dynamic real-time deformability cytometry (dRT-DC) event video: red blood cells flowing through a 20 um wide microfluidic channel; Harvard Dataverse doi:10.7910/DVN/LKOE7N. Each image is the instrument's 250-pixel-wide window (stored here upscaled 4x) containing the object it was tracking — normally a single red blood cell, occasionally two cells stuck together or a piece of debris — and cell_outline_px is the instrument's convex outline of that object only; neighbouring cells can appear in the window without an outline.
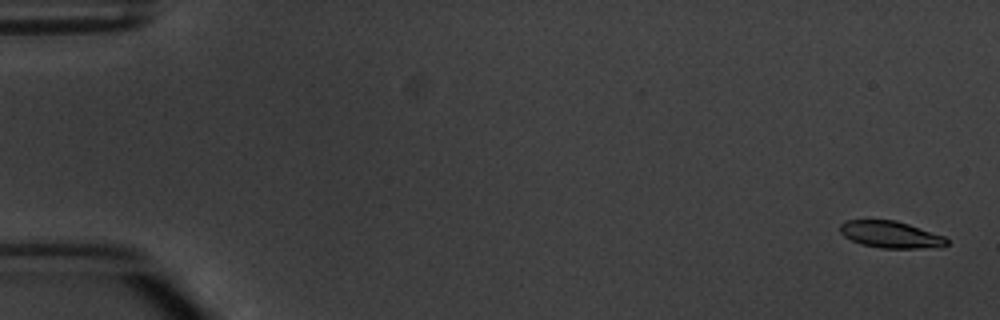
{"species": "common noctule bat (a hibernating species)", "species_latin": "Nyctalus noctula", "temperature_condition": "warm", "stored_images_in_passage": 6, "segment_of_instrument_passage": [1, 2], "camera_frame_rate_fps": 3000, "um_per_image_px": 0.085, "animal": {"sex": "male", "body_mass_g": 20.1, "forearm_length_mm": 53.5}, "frame": {"image": 1, "passage_image": 1, "time_ms": 0.0, "image_size_px": [1000, 320], "cell_outline_px": [[948, 244], [940, 248], [880, 248], [860, 244], [844, 236], [840, 232], [840, 224], [844, 220], [896, 220], [944, 236], [948, 240]], "centroid_in_image_um": [75.71, 19.94], "position_along_channel_um": 9.3, "area_um2": 16.76}}